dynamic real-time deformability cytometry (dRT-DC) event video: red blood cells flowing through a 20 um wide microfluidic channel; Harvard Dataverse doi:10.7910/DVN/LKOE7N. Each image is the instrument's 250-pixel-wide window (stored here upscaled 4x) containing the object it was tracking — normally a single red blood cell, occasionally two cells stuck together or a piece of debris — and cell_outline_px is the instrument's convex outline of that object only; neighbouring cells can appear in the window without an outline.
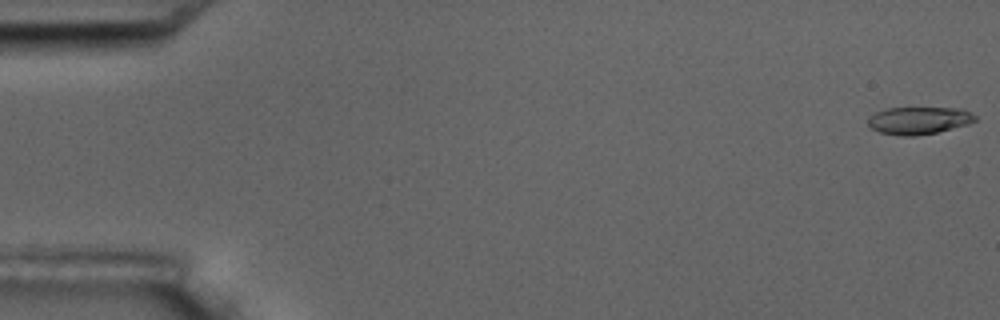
{"species": "common noctule bat (a hibernating species)", "species_latin": "Nyctalus noctula", "temperature_condition": "room temperature", "stored_images_in_passage": 5, "camera_frame_rate_fps": 3000, "um_per_image_px": 0.085, "animal": {"sex": "male", "body_mass_g": 17.5, "forearm_length_mm": 52.3}, "frame": {"image": 1, "passage_image": 1, "time_ms": 0.0, "image_size_px": [1000, 320], "cell_outline_px": [[976, 120], [968, 124], [936, 132], [912, 136], [904, 136], [880, 132], [872, 128], [868, 124], [868, 116], [876, 112], [888, 108], [964, 108], [976, 116]], "centroid_in_image_um": [78.11, 10.23], "position_along_channel_um": 6.9, "area_um2": 16.99}}
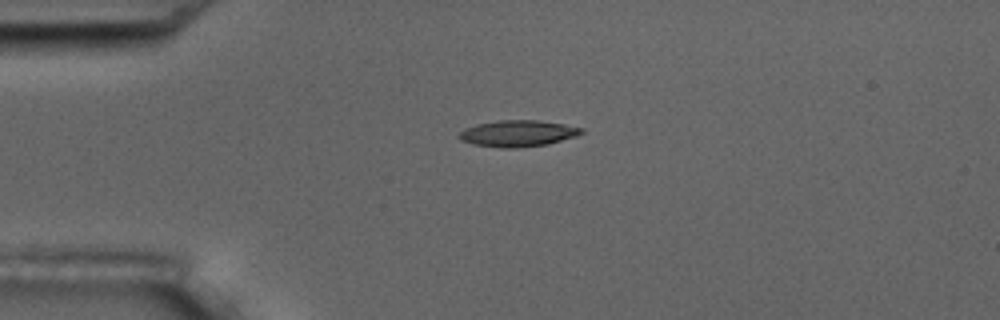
{"frame": {"image": 2, "passage_image": 4, "time_ms": 4.333, "image_size_px": [1000, 320], "cell_outline_px": [[584, 132], [576, 136], [548, 144], [516, 148], [500, 148], [472, 144], [460, 140], [460, 132], [464, 128], [476, 124], [500, 120], [536, 120], [564, 124], [584, 128]], "centroid_in_image_um": [44.02, 11.34], "position_along_channel_um": 41.0, "area_um2": 18.84}}